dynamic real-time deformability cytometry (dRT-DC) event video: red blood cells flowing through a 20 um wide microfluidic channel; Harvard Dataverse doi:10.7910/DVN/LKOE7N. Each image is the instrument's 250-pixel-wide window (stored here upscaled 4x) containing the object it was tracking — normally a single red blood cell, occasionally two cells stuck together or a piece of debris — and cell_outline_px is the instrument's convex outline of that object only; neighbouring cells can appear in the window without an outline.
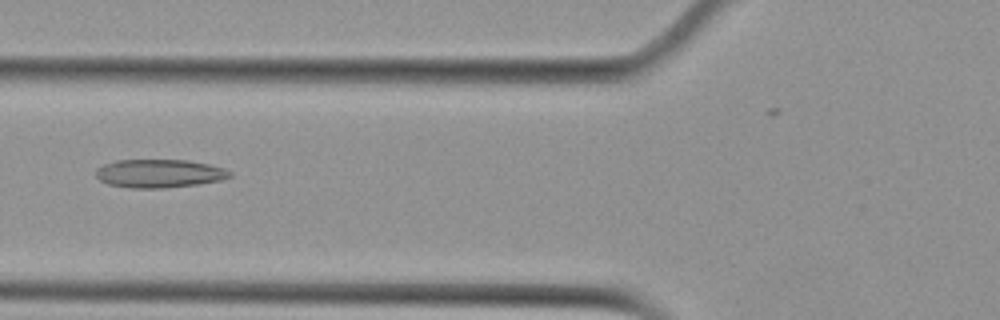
{"species": "Egyptian fruit bat (a non-hibernating species)", "species_latin": "Rousettus aegyptiacus", "temperature_condition": "cold", "stored_images_in_passage": 55, "camera_frame_rate_fps": 3000, "um_per_image_px": 0.085, "animal": {"sex": "female"}, "frame": {"image": 1, "passage_image": 21, "time_ms": 6.667, "image_size_px": [1000, 320], "cell_outline_px": [[232, 176], [220, 180], [200, 184], [164, 188], [128, 188], [108, 184], [100, 180], [96, 176], [96, 168], [104, 164], [116, 160], [188, 160], [208, 164], [224, 168], [232, 172]], "centroid_in_image_um": [13.54, 14.75], "position_along_channel_um": 112.3, "area_um2": 22.25}}
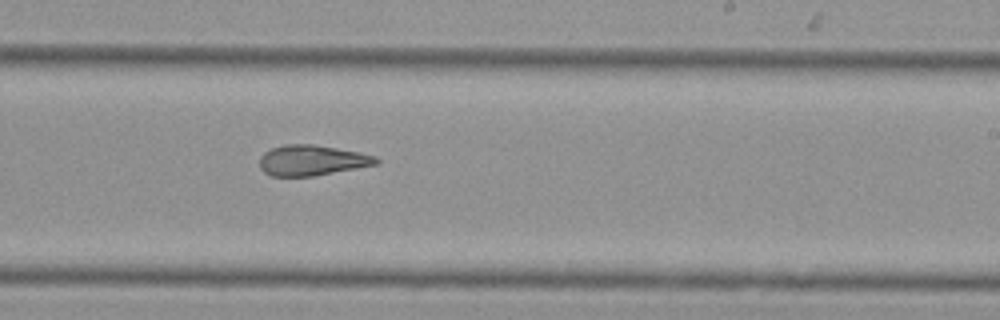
{"frame": {"image": 2, "passage_image": 33, "time_ms": 10.667, "image_size_px": [1000, 320], "cell_outline_px": [[380, 164], [312, 176], [272, 176], [264, 172], [260, 168], [260, 156], [264, 152], [272, 148], [284, 144], [312, 144], [360, 152], [376, 156], [380, 160]], "centroid_in_image_um": [26.53, 13.62], "position_along_channel_um": 262.5, "area_um2": 20.75}}
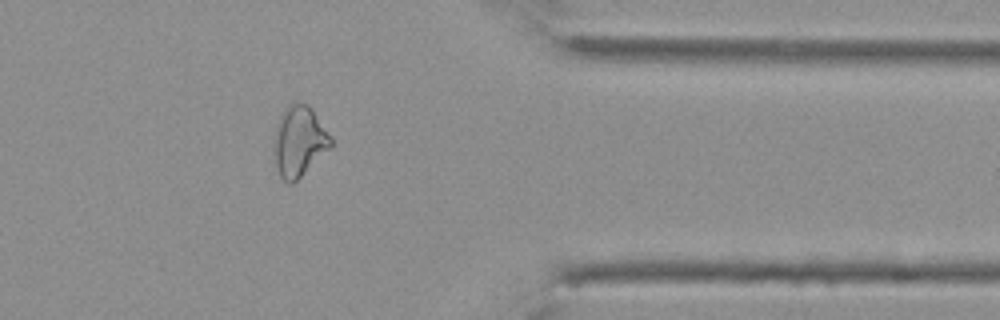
{"frame": {"image": 3, "passage_image": 44, "time_ms": 14.333, "image_size_px": [1000, 320], "cell_outline_px": [[332, 148], [292, 184], [288, 184], [280, 176], [276, 164], [276, 124], [280, 116], [288, 104], [308, 104], [312, 108], [332, 136]], "centroid_in_image_um": [25.49, 12.01], "position_along_channel_um": 385.9, "area_um2": 23.06}, "authors_computed_cell_mechanics": {"area_um2": 23.698, "velocity_mm_per_s": 3.7611, "shape_relaxation_time_tau1_ms": null, "shape_relaxation_time_tau2_ms": 3.3816, "deformation_change_tau1": null, "deformation_change_tau2": 0.1255}}